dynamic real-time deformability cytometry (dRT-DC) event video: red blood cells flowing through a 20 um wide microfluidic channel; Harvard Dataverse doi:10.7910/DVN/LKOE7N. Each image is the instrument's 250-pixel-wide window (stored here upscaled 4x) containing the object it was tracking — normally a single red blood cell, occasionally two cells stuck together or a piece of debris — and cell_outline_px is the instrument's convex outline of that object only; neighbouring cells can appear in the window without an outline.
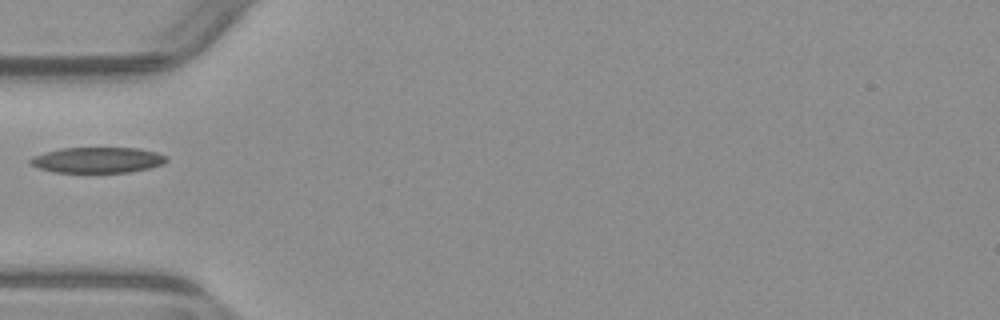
{"species": "common noctule bat (a hibernating species)", "species_latin": "Nyctalus noctula", "temperature_condition": "warm", "stored_images_in_passage": 21, "camera_frame_rate_fps": 3000, "um_per_image_px": 0.085, "animal": {"sex": "male", "body_mass_g": 23.1, "forearm_length_mm": 52.7}, "frame": {"image": 1, "passage_image": 1, "time_ms": 0.0, "image_size_px": [1000, 320], "cell_outline_px": [[168, 160], [160, 164], [148, 168], [128, 172], [52, 172], [40, 168], [32, 164], [28, 160], [36, 156], [60, 148], [136, 148], [156, 152], [164, 156]], "centroid_in_image_um": [8.29, 13.6], "position_along_channel_um": 76.7, "area_um2": 19.88}}